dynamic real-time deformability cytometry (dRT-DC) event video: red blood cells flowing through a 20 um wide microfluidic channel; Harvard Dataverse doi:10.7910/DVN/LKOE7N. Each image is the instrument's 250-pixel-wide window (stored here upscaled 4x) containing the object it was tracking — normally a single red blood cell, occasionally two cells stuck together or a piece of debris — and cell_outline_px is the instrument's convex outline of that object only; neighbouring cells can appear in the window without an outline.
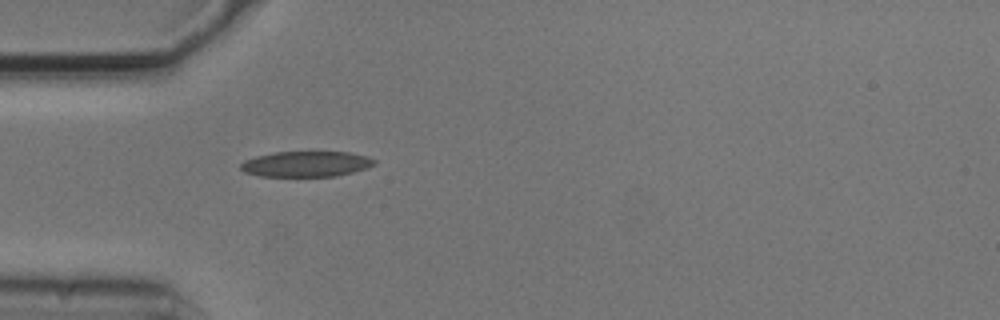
{"species": "common noctule bat (a hibernating species)", "species_latin": "Nyctalus noctula", "temperature_condition": "cold", "stored_images_in_passage": 1, "camera_frame_rate_fps": 3000, "um_per_image_px": 0.085, "animal": {"sex": "male", "body_mass_g": 20.5, "forearm_length_mm": 52.5}, "frame": {"image": 1, "passage_image": 1, "time_ms": 0.0, "image_size_px": [1000, 320], "cell_outline_px": [[376, 164], [352, 172], [336, 176], [260, 176], [244, 172], [240, 168], [240, 164], [244, 160], [256, 156], [276, 152], [348, 152], [368, 156], [376, 160]], "centroid_in_image_um": [26.01, 13.93], "position_along_channel_um": 59.0, "area_um2": 19.83}}